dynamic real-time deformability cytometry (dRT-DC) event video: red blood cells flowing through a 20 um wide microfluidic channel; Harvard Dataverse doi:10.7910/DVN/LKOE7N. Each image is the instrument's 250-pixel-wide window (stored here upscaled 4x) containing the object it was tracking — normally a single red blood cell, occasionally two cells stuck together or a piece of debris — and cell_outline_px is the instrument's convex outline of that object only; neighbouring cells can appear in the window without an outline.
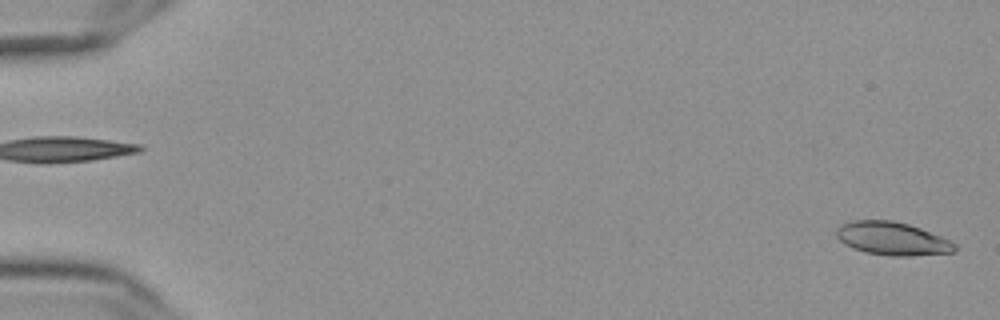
{"species": "Egyptian fruit bat (a non-hibernating species)", "species_latin": "Rousettus aegyptiacus", "temperature_condition": "cold", "stored_images_in_passage": 56, "camera_frame_rate_fps": 3000, "um_per_image_px": 0.085, "frame": {"image": 1, "passage_image": 1, "time_ms": 0.0, "image_size_px": [1000, 320], "cell_outline_px": [[956, 248], [952, 252], [912, 256], [892, 256], [868, 252], [852, 248], [844, 244], [836, 236], [836, 228], [852, 220], [892, 220], [908, 224], [920, 228], [940, 236], [956, 244]], "centroid_in_image_um": [75.82, 20.28], "position_along_channel_um": 9.2, "area_um2": 22.66}}
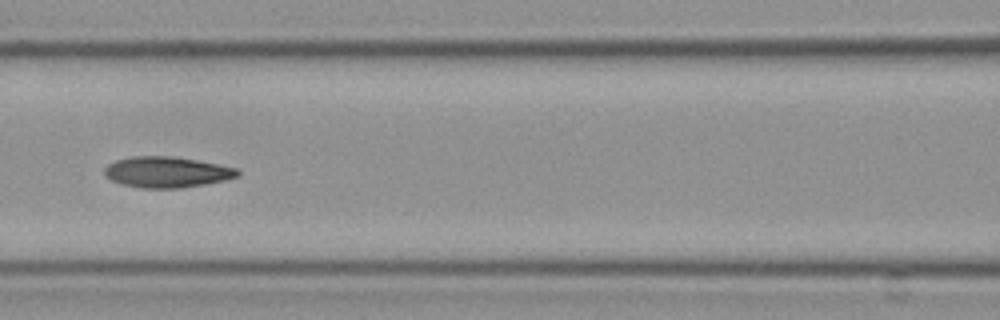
{"frame": {"image": 2, "passage_image": 26, "time_ms": 8.333, "image_size_px": [1000, 320], "cell_outline_px": [[240, 176], [224, 180], [204, 184], [180, 188], [140, 188], [120, 184], [104, 176], [104, 168], [108, 164], [116, 160], [132, 156], [168, 156], [196, 160], [236, 168], [240, 172]], "centroid_in_image_um": [14.14, 14.63], "position_along_channel_um": 152.5, "area_um2": 23.87}}
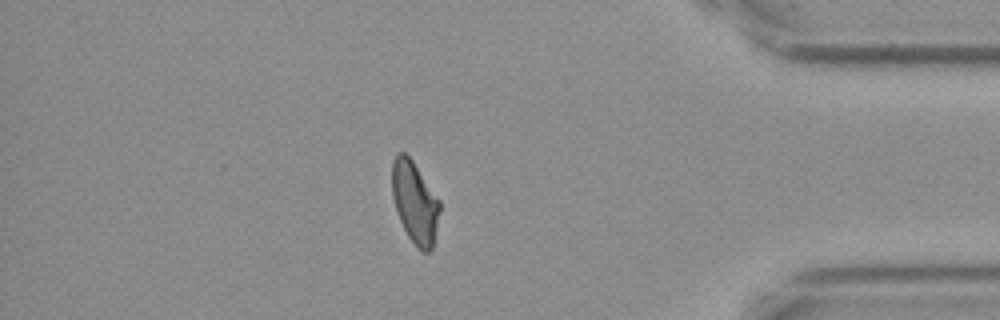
{"frame": {"image": 3, "passage_image": 49, "time_ms": 16.0, "image_size_px": [1000, 320], "cell_outline_px": [[440, 212], [432, 248], [428, 252], [424, 252], [416, 248], [408, 236], [400, 220], [392, 196], [392, 160], [400, 152], [404, 152], [412, 160], [440, 200]], "centroid_in_image_um": [35.27, 17.21], "position_along_channel_um": 399.9, "area_um2": 22.6}, "authors_computed_cell_mechanics": {"area_um2": 23.409, "velocity_mm_per_s": 3.6285, "shape_relaxation_time_tau1_ms": 8.4957, "shape_relaxation_time_tau2_ms": 2.9153, "deformation_change_tau1": 0.205, "deformation_change_tau2": 0.0962}}